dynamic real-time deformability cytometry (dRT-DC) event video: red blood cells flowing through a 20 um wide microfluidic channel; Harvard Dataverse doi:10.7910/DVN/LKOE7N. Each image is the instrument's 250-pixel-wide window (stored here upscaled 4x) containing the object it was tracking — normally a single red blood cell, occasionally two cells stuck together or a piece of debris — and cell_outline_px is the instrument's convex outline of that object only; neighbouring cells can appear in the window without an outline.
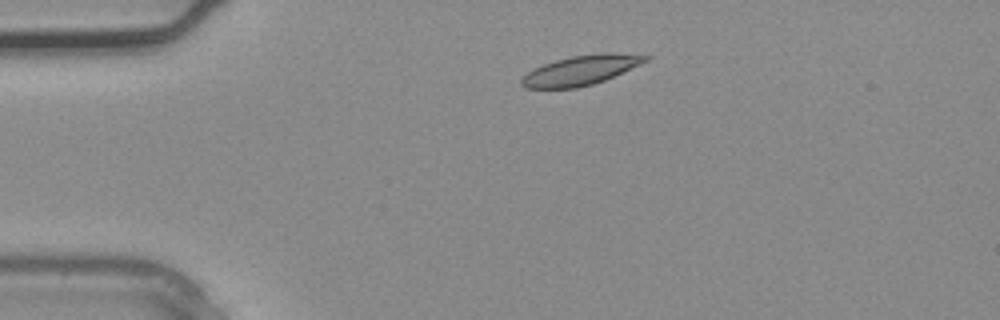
{"species": "common noctule bat (a hibernating species)", "species_latin": "Nyctalus noctula", "temperature_condition": "warm", "stored_images_in_passage": 3, "camera_frame_rate_fps": 3000, "um_per_image_px": 0.085, "animal": {"sex": "male", "body_mass_g": 20.4}, "frame": {"image": 1, "passage_image": 3, "time_ms": 0.667, "image_size_px": [1000, 320], "cell_outline_px": [[652, 56], [648, 60], [640, 64], [604, 80], [592, 84], [576, 88], [524, 88], [520, 84], [520, 80], [528, 72], [544, 64], [556, 60], [572, 56], [604, 52], [608, 52]], "centroid_in_image_um": [49.36, 5.97], "position_along_channel_um": 35.6, "area_um2": 21.1}}